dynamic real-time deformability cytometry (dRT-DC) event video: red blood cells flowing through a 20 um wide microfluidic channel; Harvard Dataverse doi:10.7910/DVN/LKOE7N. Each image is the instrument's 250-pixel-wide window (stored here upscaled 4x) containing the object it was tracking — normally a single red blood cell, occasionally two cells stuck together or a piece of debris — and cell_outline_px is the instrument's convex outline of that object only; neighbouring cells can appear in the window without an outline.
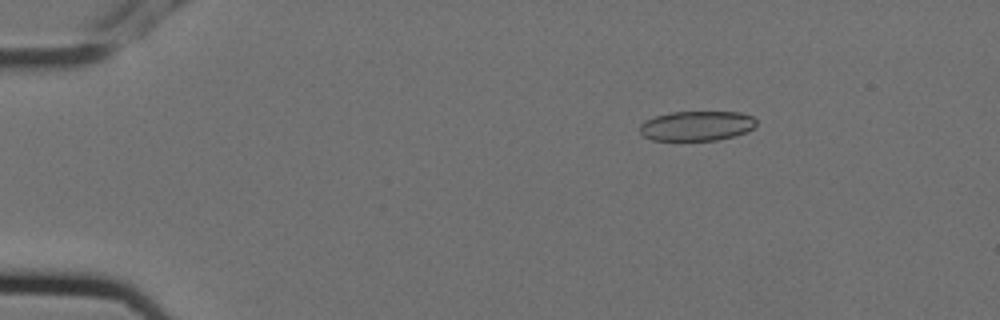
{"species": "Egyptian fruit bat (a non-hibernating species)", "species_latin": "Rousettus aegyptiacus", "temperature_condition": "cold", "stored_images_in_passage": 4, "camera_frame_rate_fps": 3000, "um_per_image_px": 0.085, "animal": {"sex": "female"}, "frame": {"image": 1, "passage_image": 2, "time_ms": 0.333, "image_size_px": [1000, 320], "cell_outline_px": [[756, 124], [752, 128], [744, 132], [732, 136], [716, 140], [652, 140], [644, 136], [640, 132], [640, 124], [644, 120], [656, 116], [672, 112], [740, 112], [752, 116], [756, 120]], "centroid_in_image_um": [59.19, 10.69], "position_along_channel_um": 25.8, "area_um2": 20.06}}